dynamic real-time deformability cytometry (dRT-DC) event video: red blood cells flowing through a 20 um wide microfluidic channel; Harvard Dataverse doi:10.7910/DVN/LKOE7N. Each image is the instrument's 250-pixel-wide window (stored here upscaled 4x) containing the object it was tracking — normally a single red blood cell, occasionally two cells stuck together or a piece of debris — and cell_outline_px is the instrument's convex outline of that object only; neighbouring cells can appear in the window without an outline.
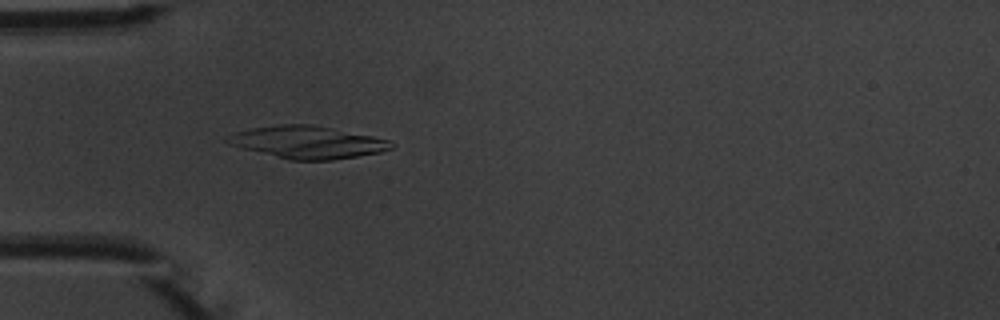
{"species": "common noctule bat (a hibernating species)", "species_latin": "Nyctalus noctula", "temperature_condition": "warm", "stored_images_in_passage": 4, "camera_frame_rate_fps": 3000, "um_per_image_px": 0.085, "animal": {"sex": "male", "body_mass_g": 20.1, "forearm_length_mm": 53.5}, "frame": {"image": 1, "passage_image": 4, "time_ms": 3.667, "image_size_px": [1000, 320], "cell_outline_px": [[396, 144], [392, 148], [380, 152], [332, 160], [288, 160], [240, 148], [228, 144], [224, 140], [232, 132], [252, 128], [280, 124], [312, 124], [392, 140]], "centroid_in_image_um": [26.11, 12.09], "position_along_channel_um": 58.9, "area_um2": 31.15}}